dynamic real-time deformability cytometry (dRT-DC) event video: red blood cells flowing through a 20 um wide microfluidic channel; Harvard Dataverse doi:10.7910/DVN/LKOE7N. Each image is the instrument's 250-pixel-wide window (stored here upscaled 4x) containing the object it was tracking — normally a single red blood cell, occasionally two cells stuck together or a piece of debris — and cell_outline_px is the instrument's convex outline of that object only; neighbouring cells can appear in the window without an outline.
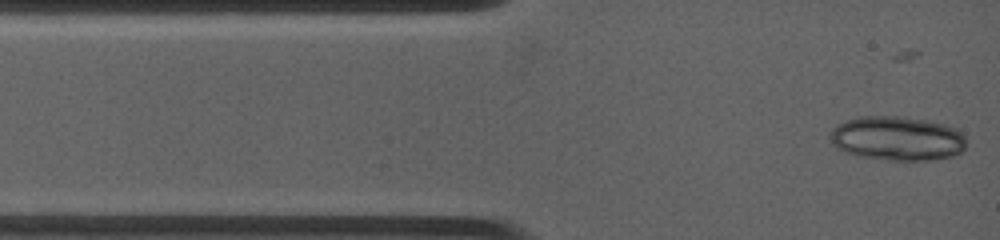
{"species": "common noctule bat (a hibernating species)", "species_latin": "Nyctalus noctula", "temperature_condition": "warm", "stored_images_in_passage": 14, "camera_frame_rate_fps": 4500, "um_per_image_px": 0.085, "animal": {"sex": "female", "body_mass_g": 19.0, "forearm_length_mm": 53.3}, "frame": {"image": 1, "passage_image": 4, "time_ms": 0.444, "image_size_px": [1000, 240], "cell_outline_px": [[964, 148], [960, 152], [952, 156], [928, 160], [892, 160], [860, 156], [836, 148], [832, 144], [828, 136], [832, 128], [836, 124], [844, 120], [860, 116], [904, 116], [928, 120], [944, 124], [956, 128], [964, 136]], "centroid_in_image_um": [76.22, 11.74], "position_along_channel_um": 8.8, "area_um2": 35.26}}